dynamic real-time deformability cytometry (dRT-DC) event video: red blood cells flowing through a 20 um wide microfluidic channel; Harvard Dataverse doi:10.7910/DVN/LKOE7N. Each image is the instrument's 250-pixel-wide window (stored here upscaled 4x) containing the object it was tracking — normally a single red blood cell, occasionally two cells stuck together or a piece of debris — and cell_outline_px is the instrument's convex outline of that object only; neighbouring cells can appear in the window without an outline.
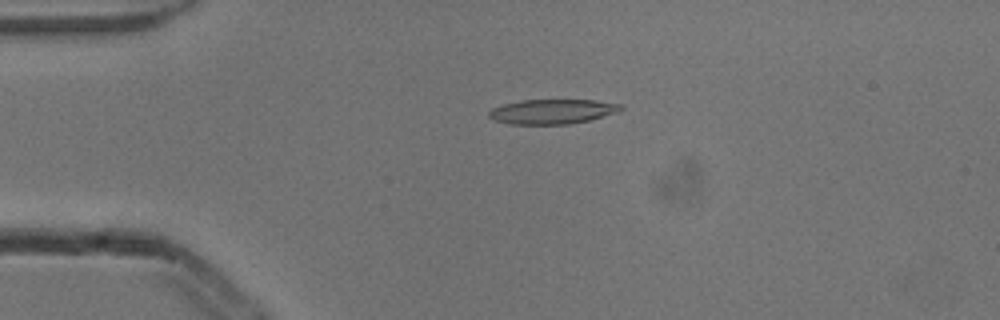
{"species": "common noctule bat (a hibernating species)", "species_latin": "Nyctalus noctula", "temperature_condition": "cold", "stored_images_in_passage": 5, "camera_frame_rate_fps": 3000, "um_per_image_px": 0.085, "animal": {"sex": "male", "body_mass_g": 13.3}, "frame": {"image": 1, "passage_image": 4, "time_ms": 1.0, "image_size_px": [1000, 320], "cell_outline_px": [[624, 108], [620, 112], [588, 120], [568, 124], [508, 124], [492, 120], [488, 116], [488, 112], [492, 108], [504, 104], [520, 100], [596, 100], [624, 104]], "centroid_in_image_um": [46.97, 9.48], "position_along_channel_um": 38.0, "area_um2": 19.19}}